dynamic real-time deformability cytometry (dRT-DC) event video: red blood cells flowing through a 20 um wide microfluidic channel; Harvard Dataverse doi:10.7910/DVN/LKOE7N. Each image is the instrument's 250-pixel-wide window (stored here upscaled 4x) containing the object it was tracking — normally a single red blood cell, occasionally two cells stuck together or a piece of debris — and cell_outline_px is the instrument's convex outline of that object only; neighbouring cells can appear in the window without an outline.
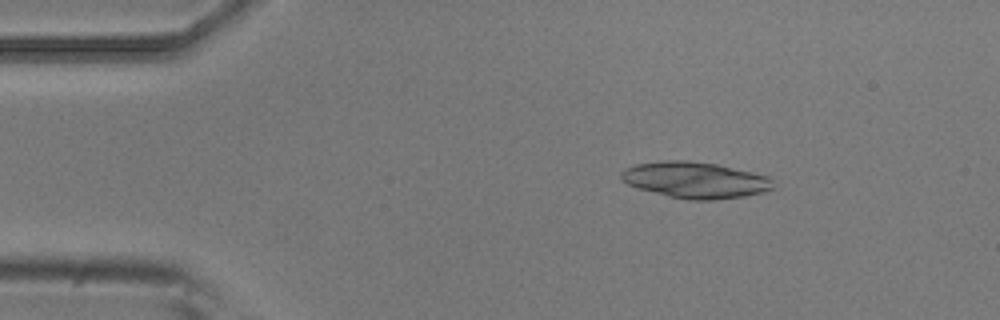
{"species": "common noctule bat (a hibernating species)", "species_latin": "Nyctalus noctula", "temperature_condition": "room temperature", "stored_images_in_passage": 4, "camera_frame_rate_fps": 3000, "um_per_image_px": 0.085, "animal": {"sex": "male", "body_mass_g": 20.5, "forearm_length_mm": 52.5}, "frame": {"image": 1, "passage_image": 2, "time_ms": 0.333, "image_size_px": [1000, 320], "cell_outline_px": [[776, 188], [764, 192], [744, 196], [716, 200], [688, 200], [668, 196], [640, 188], [628, 184], [620, 180], [620, 172], [624, 168], [636, 164], [660, 160], [688, 160], [716, 164], [752, 172], [768, 176], [772, 180]], "centroid_in_image_um": [59.09, 15.3], "position_along_channel_um": 25.9, "area_um2": 32.31}}